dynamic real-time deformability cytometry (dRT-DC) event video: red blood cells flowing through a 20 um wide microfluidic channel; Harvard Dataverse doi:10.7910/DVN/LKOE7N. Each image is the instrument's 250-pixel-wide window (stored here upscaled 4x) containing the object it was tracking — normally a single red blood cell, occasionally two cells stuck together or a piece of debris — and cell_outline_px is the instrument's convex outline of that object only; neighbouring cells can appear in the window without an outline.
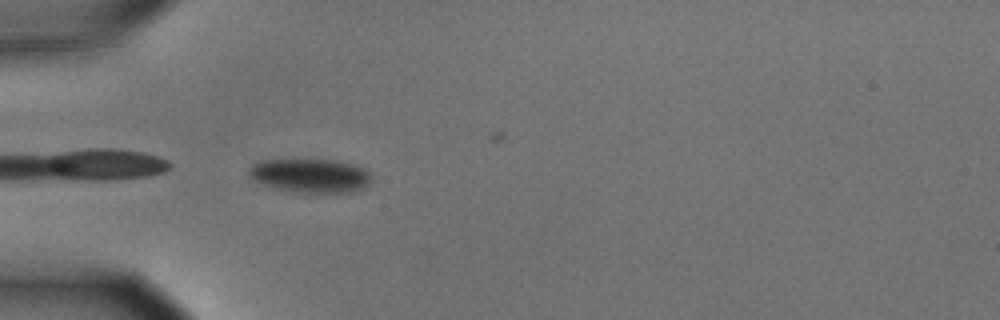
{"species": "common noctule bat (a hibernating species)", "species_latin": "Nyctalus noctula", "temperature_condition": "cold", "stored_images_in_passage": 3, "camera_frame_rate_fps": 3000, "um_per_image_px": 0.085, "animal": {"sex": "male", "body_mass_g": 15.6}, "frame": {"image": 1, "passage_image": 3, "time_ms": 0.667, "image_size_px": [1000, 320], "cell_outline_px": [[372, 180], [364, 188], [352, 192], [284, 192], [272, 188], [252, 180], [248, 176], [248, 168], [252, 164], [264, 160], [336, 160], [352, 164], [364, 168], [372, 176]], "centroid_in_image_um": [26.34, 14.94], "position_along_channel_um": 58.7, "area_um2": 24.51}}